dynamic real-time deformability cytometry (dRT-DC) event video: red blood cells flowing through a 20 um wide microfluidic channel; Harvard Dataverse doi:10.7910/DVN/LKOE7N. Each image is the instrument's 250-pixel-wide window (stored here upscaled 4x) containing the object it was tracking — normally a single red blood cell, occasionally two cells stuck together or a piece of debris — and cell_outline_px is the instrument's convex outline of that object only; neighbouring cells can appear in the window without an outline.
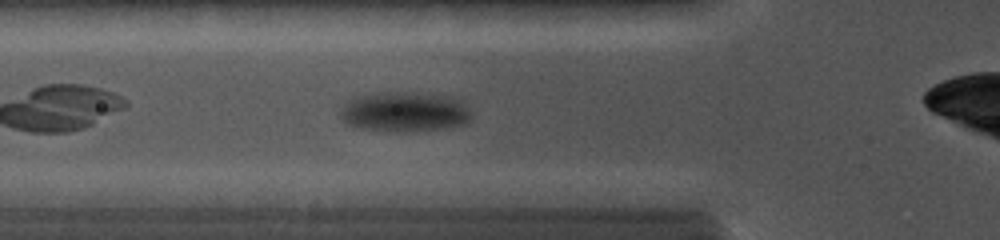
{"species": "common noctule bat (a hibernating species)", "species_latin": "Nyctalus noctula", "temperature_condition": "cold", "stored_images_in_passage": 50, "camera_frame_rate_fps": 5000, "um_per_image_px": 0.085, "animal": {"sex": "female", "body_mass_g": 19.0, "forearm_length_mm": 56.7}, "frame": {"image": 1, "passage_image": 10, "time_ms": 1.2, "image_size_px": [1000, 240], "cell_outline_px": [[472, 116], [464, 124], [452, 128], [400, 132], [396, 132], [356, 128], [348, 124], [340, 116], [340, 112], [344, 100], [352, 96], [372, 92], [416, 92], [452, 96], [464, 100], [472, 112]], "centroid_in_image_um": [34.39, 9.48], "position_along_channel_um": 91.4, "area_um2": 31.67}}
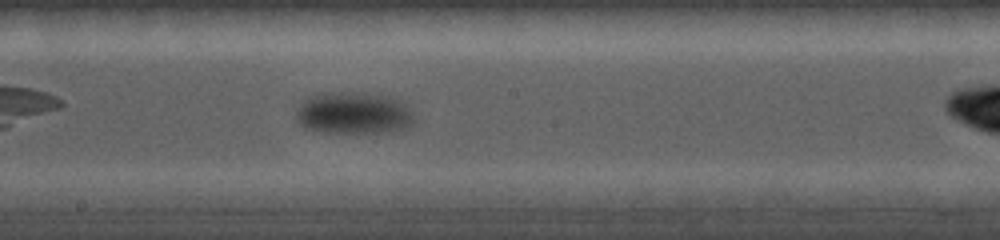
{"frame": {"image": 2, "passage_image": 28, "time_ms": 4.4, "image_size_px": [1000, 240], "cell_outline_px": [[412, 124], [404, 128], [384, 132], [324, 132], [304, 128], [296, 120], [296, 108], [308, 96], [316, 92], [364, 92], [388, 96], [400, 100], [408, 108], [412, 116]], "centroid_in_image_um": [29.97, 9.58], "position_along_channel_um": 218.2, "area_um2": 29.02}}
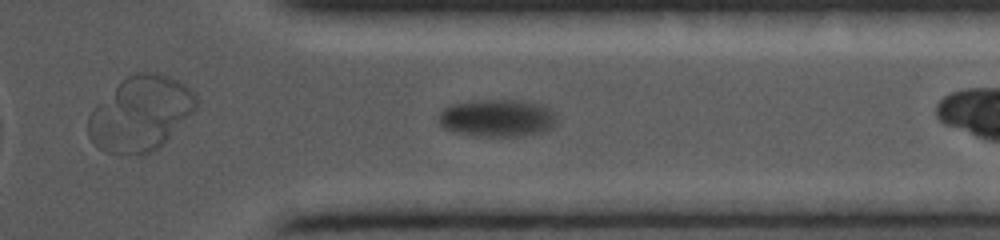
{"frame": {"image": 3, "passage_image": 44, "time_ms": 8.2, "image_size_px": [1000, 240], "cell_outline_px": [[556, 124], [552, 128], [544, 132], [520, 136], [480, 136], [452, 132], [444, 128], [440, 124], [440, 112], [448, 104], [472, 100], [516, 100], [544, 104], [556, 116]], "centroid_in_image_um": [42.27, 10.03], "position_along_channel_um": 369.1, "area_um2": 26.07}}